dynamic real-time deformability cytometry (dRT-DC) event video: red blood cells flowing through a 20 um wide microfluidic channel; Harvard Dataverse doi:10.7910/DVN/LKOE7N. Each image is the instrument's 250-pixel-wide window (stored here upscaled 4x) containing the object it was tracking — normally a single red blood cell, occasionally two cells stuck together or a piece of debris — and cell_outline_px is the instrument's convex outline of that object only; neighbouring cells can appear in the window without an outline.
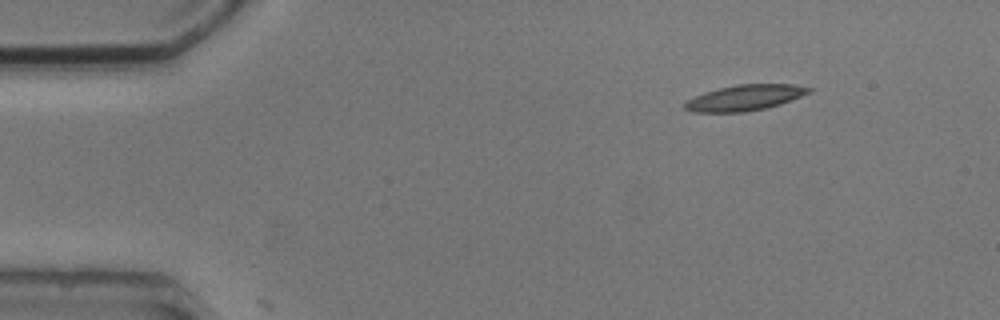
{"species": "common noctule bat (a hibernating species)", "species_latin": "Nyctalus noctula", "temperature_condition": "cold", "stored_images_in_passage": 4, "camera_frame_rate_fps": 3000, "um_per_image_px": 0.085, "animal": {"sex": "male", "body_mass_g": 20.5, "forearm_length_mm": 52.5}, "frame": {"image": 1, "passage_image": 4, "time_ms": 4.0, "image_size_px": [1000, 320], "cell_outline_px": [[816, 88], [812, 92], [780, 104], [764, 108], [744, 112], [692, 112], [684, 108], [684, 104], [688, 100], [704, 92], [736, 84], [792, 84]], "centroid_in_image_um": [63.36, 8.3], "position_along_channel_um": 21.6, "area_um2": 18.55}}